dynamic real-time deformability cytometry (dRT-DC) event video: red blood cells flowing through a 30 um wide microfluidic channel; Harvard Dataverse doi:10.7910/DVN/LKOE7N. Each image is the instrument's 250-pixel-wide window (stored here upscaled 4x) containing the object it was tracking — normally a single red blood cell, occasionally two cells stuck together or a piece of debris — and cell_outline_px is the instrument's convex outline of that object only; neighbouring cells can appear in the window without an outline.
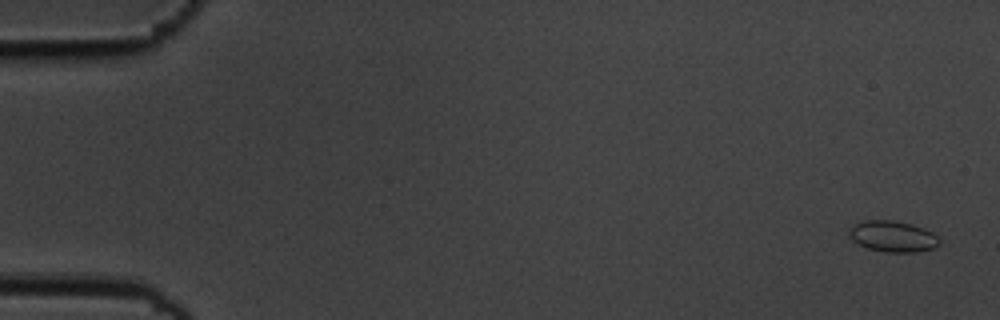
{"species": "common noctule bat (a hibernating species)", "species_latin": "Nyctalus noctula", "temperature_condition": "cold", "stored_images_in_passage": 6, "camera_frame_rate_fps": 3000, "um_per_image_px": 0.085, "animal": {"sex": "male", "body_mass_g": 19.5, "forearm_length_mm": 54.6}, "frame": {"image": 1, "passage_image": 1, "time_ms": 0.0, "image_size_px": [1000, 320], "cell_outline_px": [[940, 244], [936, 248], [916, 252], [884, 252], [868, 248], [852, 240], [848, 236], [848, 228], [864, 220], [892, 220], [912, 224], [924, 228], [932, 232], [940, 240]], "centroid_in_image_um": [75.89, 20.09], "position_along_channel_um": 9.1, "area_um2": 16.47}}
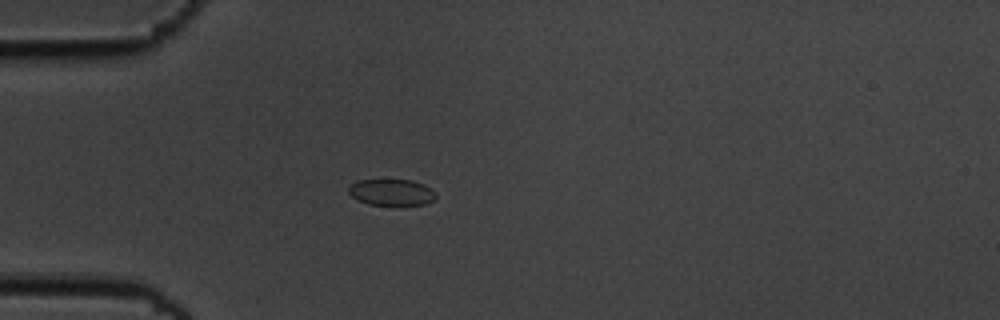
{"frame": {"image": 2, "passage_image": 5, "time_ms": 1.333, "image_size_px": [1000, 320], "cell_outline_px": [[436, 200], [424, 204], [400, 208], [396, 208], [368, 204], [352, 196], [348, 192], [348, 188], [356, 180], [412, 180], [424, 184], [432, 188], [436, 192]], "centroid_in_image_um": [33.35, 16.4], "position_along_channel_um": 51.6, "area_um2": 14.16}}